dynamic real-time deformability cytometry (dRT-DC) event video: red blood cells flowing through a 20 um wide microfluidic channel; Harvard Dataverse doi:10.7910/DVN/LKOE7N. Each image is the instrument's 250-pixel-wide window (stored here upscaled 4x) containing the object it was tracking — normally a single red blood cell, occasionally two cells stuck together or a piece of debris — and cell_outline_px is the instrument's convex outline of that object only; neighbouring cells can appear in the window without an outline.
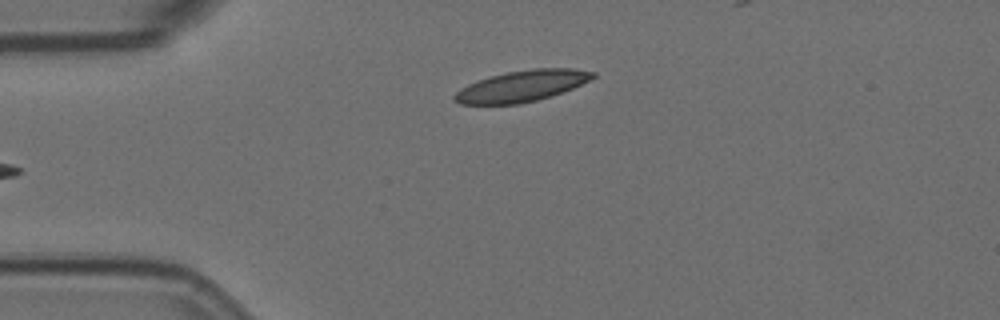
{"species": "Egyptian fruit bat (a non-hibernating species)", "species_latin": "Rousettus aegyptiacus", "temperature_condition": "room temperature", "stored_images_in_passage": 6, "camera_frame_rate_fps": 3000, "um_per_image_px": 0.085, "animal": {"sex": "female"}, "frame": {"image": 1, "passage_image": 6, "time_ms": 1.667, "image_size_px": [1000, 320], "cell_outline_px": [[596, 76], [592, 80], [572, 88], [536, 100], [520, 104], [460, 104], [452, 100], [452, 96], [460, 88], [476, 80], [508, 72], [532, 68], [572, 68], [596, 72]], "centroid_in_image_um": [44.34, 7.31], "position_along_channel_um": 40.7, "area_um2": 25.09}}